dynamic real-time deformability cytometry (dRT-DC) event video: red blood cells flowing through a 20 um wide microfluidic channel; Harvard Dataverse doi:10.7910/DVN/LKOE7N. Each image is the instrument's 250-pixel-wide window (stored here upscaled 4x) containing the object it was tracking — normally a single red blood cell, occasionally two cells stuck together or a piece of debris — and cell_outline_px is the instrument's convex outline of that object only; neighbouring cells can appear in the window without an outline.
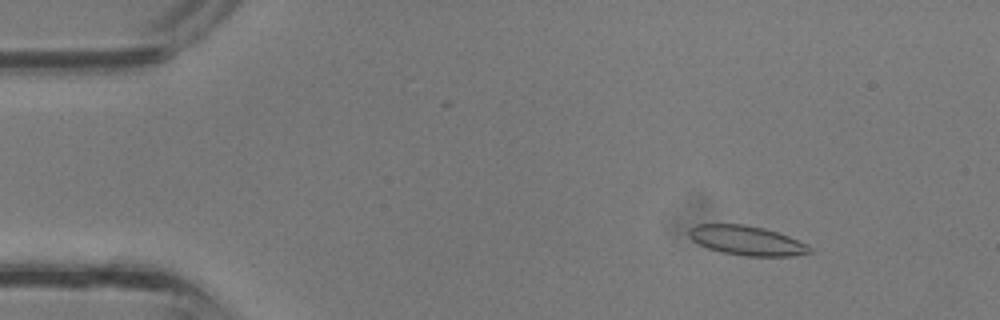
{"species": "common noctule bat (a hibernating species)", "species_latin": "Nyctalus noctula", "temperature_condition": "room temperature", "stored_images_in_passage": 37, "camera_frame_rate_fps": 3000, "um_per_image_px": 0.085, "animal": {"sex": "male", "body_mass_g": 13.3}, "frame": {"image": 1, "passage_image": 5, "time_ms": 1.333, "image_size_px": [1000, 320], "cell_outline_px": [[812, 252], [792, 256], [744, 256], [720, 252], [708, 248], [692, 240], [688, 236], [688, 232], [696, 224], [744, 224], [764, 228], [788, 236], [808, 244], [812, 248]], "centroid_in_image_um": [63.48, 20.45], "position_along_channel_um": 21.5, "area_um2": 20.75}}
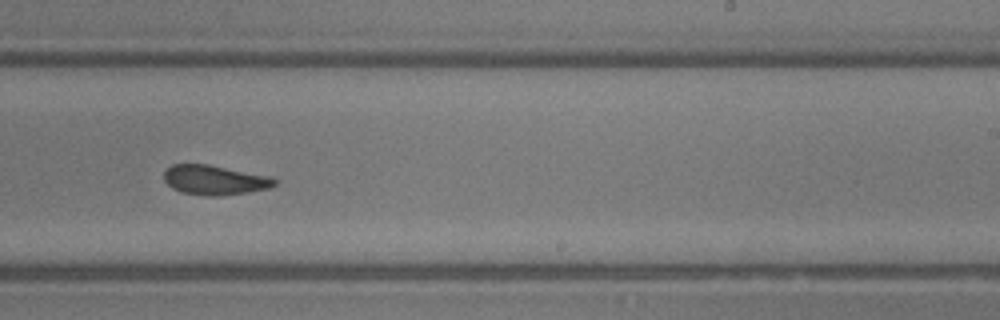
{"frame": {"image": 2, "passage_image": 23, "time_ms": 7.333, "image_size_px": [1000, 320], "cell_outline_px": [[276, 184], [268, 188], [220, 196], [204, 196], [180, 192], [172, 188], [164, 180], [164, 172], [172, 164], [208, 164], [272, 176], [276, 180]], "centroid_in_image_um": [18.23, 15.29], "position_along_channel_um": 270.8, "area_um2": 19.13}}
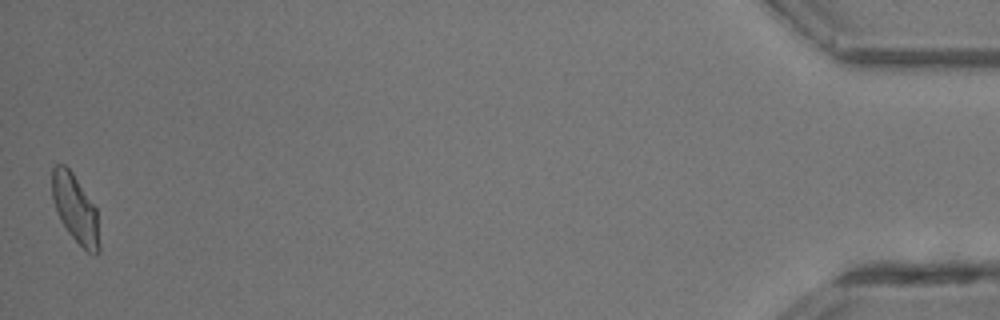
{"frame": {"image": 3, "passage_image": 37, "time_ms": 12.0, "image_size_px": [1000, 320], "cell_outline_px": [[100, 252], [96, 256], [88, 252], [68, 232], [60, 220], [52, 200], [52, 168], [56, 164], [64, 164], [72, 172], [96, 208], [100, 244]], "centroid_in_image_um": [6.4, 17.76], "position_along_channel_um": 428.8, "area_um2": 18.73}}